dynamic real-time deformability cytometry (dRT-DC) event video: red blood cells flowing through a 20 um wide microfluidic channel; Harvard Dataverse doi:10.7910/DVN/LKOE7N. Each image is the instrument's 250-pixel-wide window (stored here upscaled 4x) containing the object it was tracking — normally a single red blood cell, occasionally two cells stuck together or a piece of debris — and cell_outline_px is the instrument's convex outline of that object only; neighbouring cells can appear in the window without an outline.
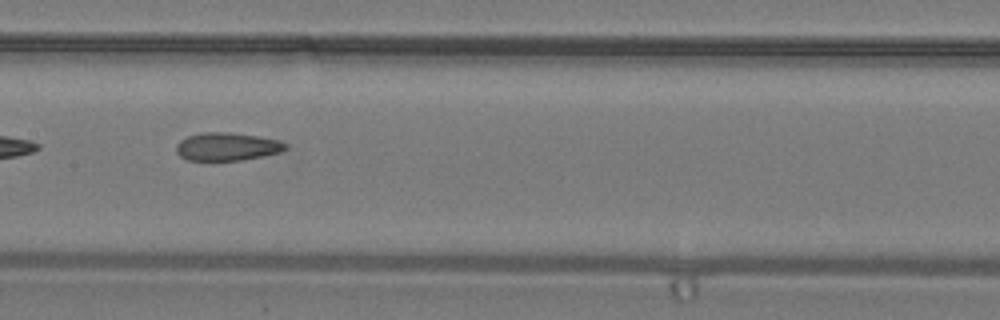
{"species": "common noctule bat (a hibernating species)", "species_latin": "Nyctalus noctula", "temperature_condition": "warm", "stored_images_in_passage": 26, "camera_frame_rate_fps": 3000, "um_per_image_px": 0.085, "animal": {"sex": "male", "body_mass_g": 19.2, "forearm_length_mm": 51.8}, "frame": {"image": 1, "passage_image": 8, "time_ms": 2.333, "image_size_px": [1000, 320], "cell_outline_px": [[288, 148], [280, 152], [240, 160], [188, 160], [180, 156], [176, 152], [176, 144], [180, 140], [188, 136], [200, 132], [228, 132], [256, 136], [276, 140], [284, 144]], "centroid_in_image_um": [19.23, 12.46], "position_along_channel_um": 188.2, "area_um2": 17.57}}
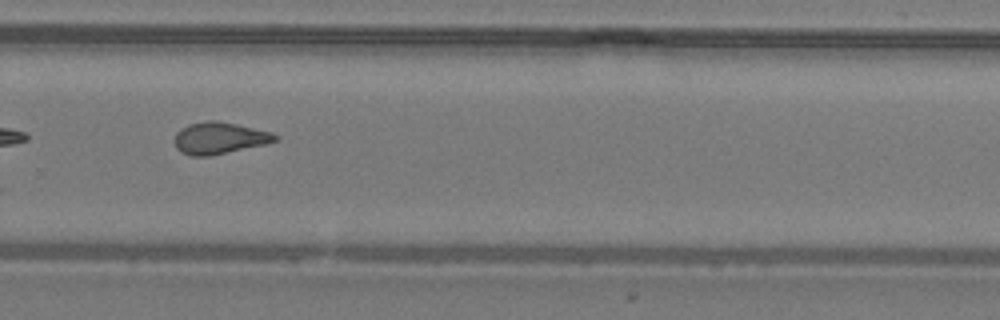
{"frame": {"image": 2, "passage_image": 15, "time_ms": 4.667, "image_size_px": [1000, 320], "cell_outline_px": [[276, 140], [268, 144], [208, 156], [192, 156], [180, 152], [176, 148], [176, 132], [180, 128], [188, 124], [208, 120], [216, 120], [236, 124], [272, 132], [276, 136]], "centroid_in_image_um": [18.63, 11.73], "position_along_channel_um": 311.2, "area_um2": 18.55}}